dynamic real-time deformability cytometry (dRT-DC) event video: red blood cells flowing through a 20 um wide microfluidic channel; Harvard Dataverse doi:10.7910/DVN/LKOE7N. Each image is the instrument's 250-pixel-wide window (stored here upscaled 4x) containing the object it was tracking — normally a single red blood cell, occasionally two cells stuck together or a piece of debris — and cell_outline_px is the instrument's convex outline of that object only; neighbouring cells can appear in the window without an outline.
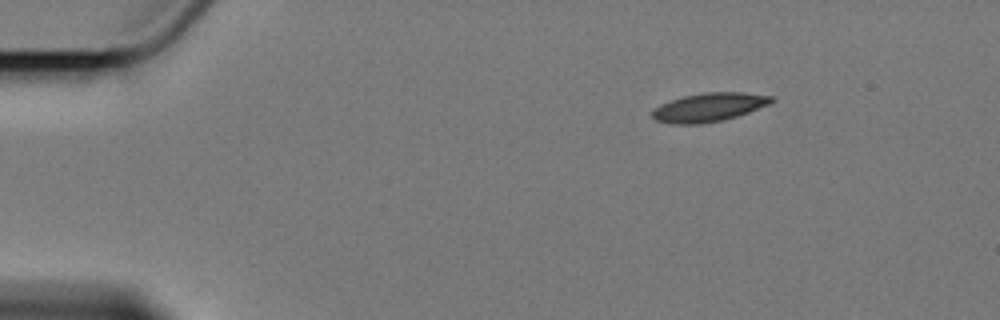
{"species": "Egyptian fruit bat (a non-hibernating species)", "species_latin": "Rousettus aegyptiacus", "temperature_condition": "cold", "stored_images_in_passage": 1, "camera_frame_rate_fps": 3000, "um_per_image_px": 0.085, "animal": {"sex": "female"}, "frame": {"image": 1, "passage_image": 1, "time_ms": 0.0, "image_size_px": [1000, 320], "cell_outline_px": [[776, 100], [772, 104], [736, 116], [720, 120], [700, 124], [668, 124], [656, 120], [652, 116], [652, 112], [660, 104], [684, 96], [700, 92], [744, 92], [776, 96]], "centroid_in_image_um": [60.32, 9.1], "position_along_channel_um": 24.7, "area_um2": 20.06}}